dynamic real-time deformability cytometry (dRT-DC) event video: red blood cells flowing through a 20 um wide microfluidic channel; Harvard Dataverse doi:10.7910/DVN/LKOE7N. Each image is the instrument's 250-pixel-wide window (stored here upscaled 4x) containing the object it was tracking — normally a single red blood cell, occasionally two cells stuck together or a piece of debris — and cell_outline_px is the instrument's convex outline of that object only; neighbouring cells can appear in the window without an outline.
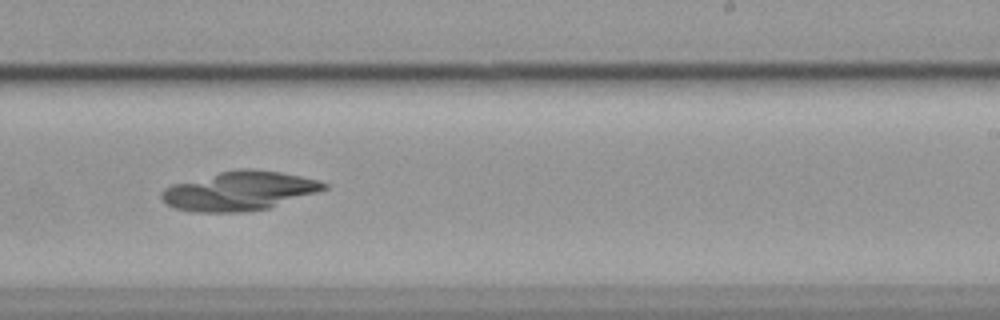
{"species": "common noctule bat (a hibernating species)", "species_latin": "Nyctalus noctula", "temperature_condition": "cold", "stored_images_in_passage": 57, "camera_frame_rate_fps": 3000, "um_per_image_px": 0.085, "animal": {"sex": "female", "body_mass_g": 19.9}, "frame": {"image": 1, "passage_image": 35, "time_ms": 11.333, "image_size_px": [1000, 320], "cell_outline_px": [[328, 188], [268, 208], [244, 212], [196, 212], [176, 208], [168, 204], [160, 196], [160, 192], [164, 188], [172, 184], [220, 172], [280, 172], [300, 176], [316, 180], [328, 184]], "centroid_in_image_um": [20.3, 16.27], "position_along_channel_um": 268.7, "area_um2": 35.55}}